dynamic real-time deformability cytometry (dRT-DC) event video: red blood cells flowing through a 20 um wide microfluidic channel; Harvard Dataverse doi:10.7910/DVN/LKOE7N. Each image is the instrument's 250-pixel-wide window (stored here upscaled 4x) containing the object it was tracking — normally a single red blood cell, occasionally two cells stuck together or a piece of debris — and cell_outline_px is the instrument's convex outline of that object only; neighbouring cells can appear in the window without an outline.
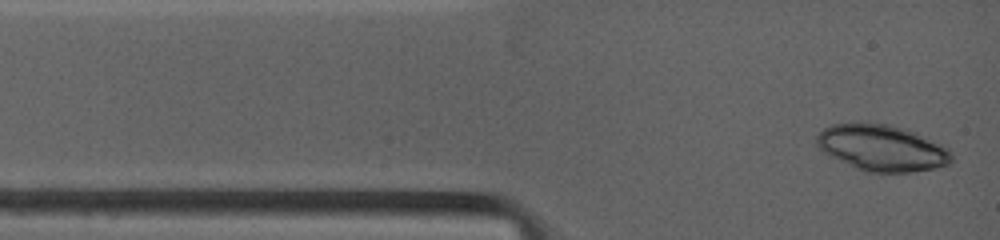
{"species": "common noctule bat (a hibernating species)", "species_latin": "Nyctalus noctula", "temperature_condition": "warm", "stored_images_in_passage": 6, "camera_frame_rate_fps": 4500, "um_per_image_px": 0.085, "animal": {"sex": "female", "body_mass_g": 19.0, "forearm_length_mm": 53.3}, "frame": {"image": 1, "passage_image": 1, "time_ms": 0.0, "image_size_px": [1000, 240], "cell_outline_px": [[952, 160], [948, 164], [932, 168], [912, 172], [868, 172], [856, 168], [824, 152], [816, 144], [816, 136], [824, 128], [832, 124], [888, 124], [916, 132], [948, 148], [952, 156]], "centroid_in_image_um": [74.98, 12.58], "position_along_channel_um": 10.0, "area_um2": 35.66}}